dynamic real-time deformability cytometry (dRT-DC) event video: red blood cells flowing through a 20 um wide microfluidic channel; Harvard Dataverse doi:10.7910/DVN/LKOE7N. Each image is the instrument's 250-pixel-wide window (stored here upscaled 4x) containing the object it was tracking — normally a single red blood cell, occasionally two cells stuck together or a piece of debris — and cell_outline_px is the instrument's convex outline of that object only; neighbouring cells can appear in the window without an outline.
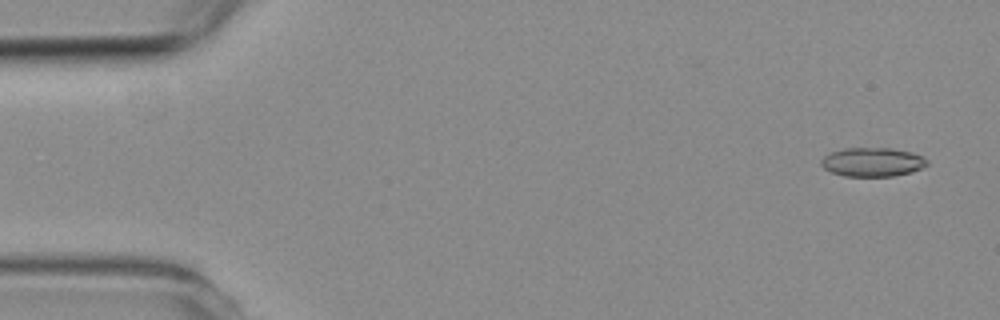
{"species": "common noctule bat (a hibernating species)", "species_latin": "Nyctalus noctula", "temperature_condition": "room temperature", "stored_images_in_passage": 4, "camera_frame_rate_fps": 3000, "um_per_image_px": 0.085, "animal": {"sex": "female", "body_mass_g": 19.3, "forearm_length_mm": 54.1}, "frame": {"image": 1, "passage_image": 1, "time_ms": 0.0, "image_size_px": [1000, 320], "cell_outline_px": [[928, 164], [912, 172], [892, 176], [844, 176], [832, 172], [824, 168], [820, 164], [820, 160], [828, 152], [844, 148], [892, 148], [912, 152], [924, 156], [928, 160]], "centroid_in_image_um": [74.15, 13.76], "position_along_channel_um": 10.8, "area_um2": 18.03}}
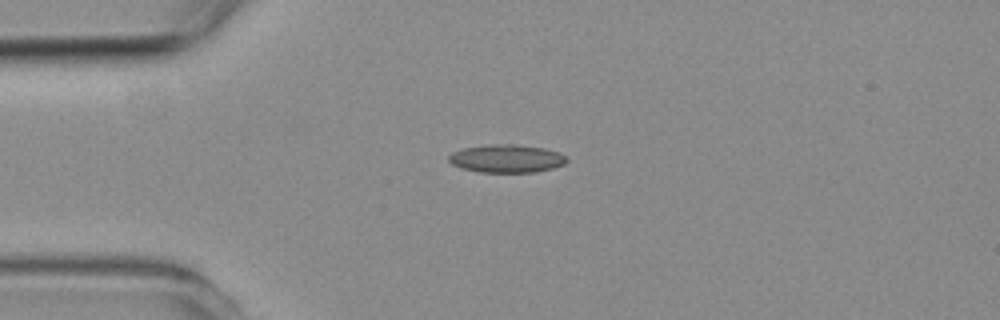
{"frame": {"image": 2, "passage_image": 4, "time_ms": 3.333, "image_size_px": [1000, 320], "cell_outline_px": [[568, 160], [564, 164], [552, 168], [536, 172], [480, 172], [460, 168], [452, 164], [448, 160], [448, 156], [452, 152], [464, 148], [488, 144], [512, 144], [544, 148], [560, 152]], "centroid_in_image_um": [43.04, 13.48], "position_along_channel_um": 42.0, "area_um2": 19.31}}